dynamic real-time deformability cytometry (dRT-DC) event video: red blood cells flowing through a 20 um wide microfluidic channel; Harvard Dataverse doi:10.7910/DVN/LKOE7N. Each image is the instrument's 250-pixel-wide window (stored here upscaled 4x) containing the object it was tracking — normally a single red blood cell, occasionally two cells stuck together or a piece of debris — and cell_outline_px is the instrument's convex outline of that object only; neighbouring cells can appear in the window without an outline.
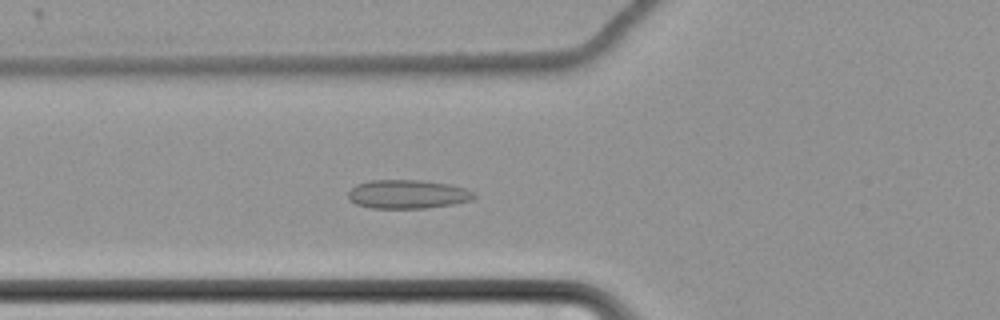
{"species": "common noctule bat (a hibernating species)", "species_latin": "Nyctalus noctula", "temperature_condition": "cold", "stored_images_in_passage": 49, "camera_frame_rate_fps": 3000, "um_per_image_px": 0.085, "animal": {"sex": "female", "body_mass_g": 22.7, "forearm_length_mm": 54.2}, "frame": {"image": 1, "passage_image": 11, "time_ms": 3.333, "image_size_px": [1000, 320], "cell_outline_px": [[476, 196], [472, 200], [452, 204], [428, 208], [372, 208], [356, 204], [348, 200], [348, 192], [356, 184], [368, 180], [424, 180], [448, 184], [464, 188], [472, 192]], "centroid_in_image_um": [34.61, 16.5], "position_along_channel_um": 91.2, "area_um2": 21.15}}
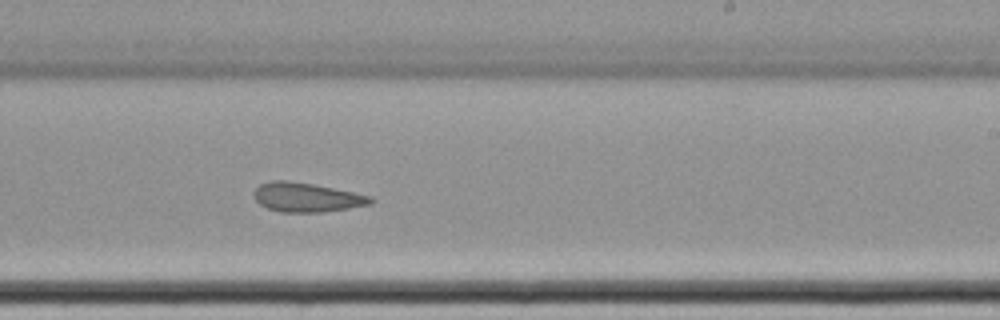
{"frame": {"image": 2, "passage_image": 26, "time_ms": 8.333, "image_size_px": [1000, 320], "cell_outline_px": [[376, 200], [372, 204], [324, 212], [280, 212], [268, 208], [260, 204], [252, 196], [252, 192], [260, 184], [272, 180], [284, 180], [312, 184], [372, 196]], "centroid_in_image_um": [26.05, 16.78], "position_along_channel_um": 262.9, "area_um2": 19.88}}
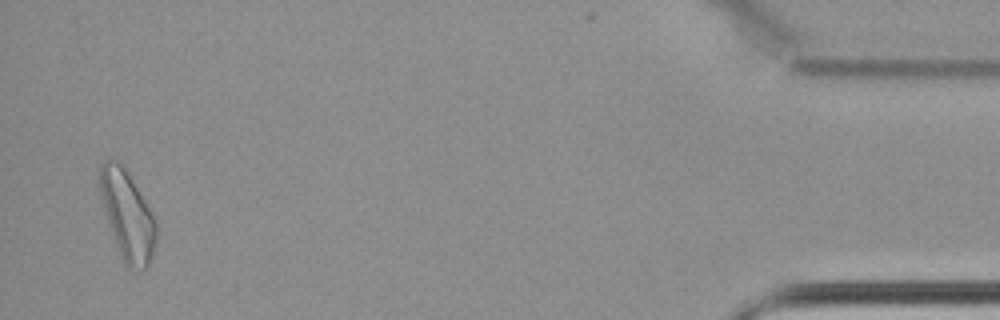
{"frame": {"image": 3, "passage_image": 47, "time_ms": 15.333, "image_size_px": [1000, 320], "cell_outline_px": [[156, 240], [152, 256], [148, 264], [144, 268], [128, 268], [124, 264], [120, 256], [104, 212], [100, 200], [96, 184], [100, 164], [104, 160], [116, 160], [124, 168], [152, 212], [156, 220]], "centroid_in_image_um": [10.77, 18.28], "position_along_channel_um": 424.4, "area_um2": 29.36}}